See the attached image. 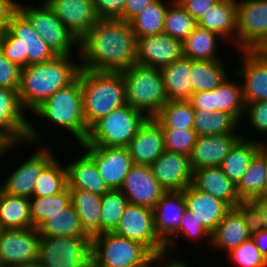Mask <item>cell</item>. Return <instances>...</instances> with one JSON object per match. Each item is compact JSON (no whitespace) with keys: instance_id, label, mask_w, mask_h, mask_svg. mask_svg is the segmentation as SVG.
Returning a JSON list of instances; mask_svg holds the SVG:
<instances>
[{"instance_id":"obj_4","label":"cell","mask_w":267,"mask_h":267,"mask_svg":"<svg viewBox=\"0 0 267 267\" xmlns=\"http://www.w3.org/2000/svg\"><path fill=\"white\" fill-rule=\"evenodd\" d=\"M81 87L83 114L88 128L114 109L127 104L121 72L81 69Z\"/></svg>"},{"instance_id":"obj_55","label":"cell","mask_w":267,"mask_h":267,"mask_svg":"<svg viewBox=\"0 0 267 267\" xmlns=\"http://www.w3.org/2000/svg\"><path fill=\"white\" fill-rule=\"evenodd\" d=\"M157 0H126L123 14L119 19L129 22L132 18L138 15L146 6L154 3Z\"/></svg>"},{"instance_id":"obj_40","label":"cell","mask_w":267,"mask_h":267,"mask_svg":"<svg viewBox=\"0 0 267 267\" xmlns=\"http://www.w3.org/2000/svg\"><path fill=\"white\" fill-rule=\"evenodd\" d=\"M212 233L203 225L202 221L198 220L195 216L192 215V211L187 209L184 211V216L181 222L179 229L165 242L166 246V256L176 258L177 240L178 237L186 239L185 241H190V243L197 244L198 242H208V248H210ZM203 239V240H202ZM194 240V241H193ZM201 240V241H200ZM178 245V246H177Z\"/></svg>"},{"instance_id":"obj_49","label":"cell","mask_w":267,"mask_h":267,"mask_svg":"<svg viewBox=\"0 0 267 267\" xmlns=\"http://www.w3.org/2000/svg\"><path fill=\"white\" fill-rule=\"evenodd\" d=\"M165 151L190 156L196 143L194 129H162Z\"/></svg>"},{"instance_id":"obj_2","label":"cell","mask_w":267,"mask_h":267,"mask_svg":"<svg viewBox=\"0 0 267 267\" xmlns=\"http://www.w3.org/2000/svg\"><path fill=\"white\" fill-rule=\"evenodd\" d=\"M30 116L35 118H32L30 121L28 141L38 144H44L45 142V144H48L46 136L43 137L44 134L41 133L39 128L35 127L37 125L34 123V120L37 119V121H44V123L47 121L54 128L56 126V129L59 128V130L65 131L67 135L64 137L66 138L68 134L71 135L70 138L73 141L75 139L74 142L78 145L84 143L89 128L86 126L83 114L81 71L73 83L59 89Z\"/></svg>"},{"instance_id":"obj_8","label":"cell","mask_w":267,"mask_h":267,"mask_svg":"<svg viewBox=\"0 0 267 267\" xmlns=\"http://www.w3.org/2000/svg\"><path fill=\"white\" fill-rule=\"evenodd\" d=\"M147 117L126 104L100 118L78 146L127 147Z\"/></svg>"},{"instance_id":"obj_10","label":"cell","mask_w":267,"mask_h":267,"mask_svg":"<svg viewBox=\"0 0 267 267\" xmlns=\"http://www.w3.org/2000/svg\"><path fill=\"white\" fill-rule=\"evenodd\" d=\"M28 145L30 148L33 147L31 153L27 155L28 159L25 158L22 162H17L18 165L13 167L11 173L1 177V188L2 191L8 195L18 196L23 198L31 199L33 197L34 188L37 179L41 175V172L57 157L54 153L55 150L52 144H38L30 141H25V146ZM34 147L36 149H34Z\"/></svg>"},{"instance_id":"obj_35","label":"cell","mask_w":267,"mask_h":267,"mask_svg":"<svg viewBox=\"0 0 267 267\" xmlns=\"http://www.w3.org/2000/svg\"><path fill=\"white\" fill-rule=\"evenodd\" d=\"M1 229L31 228L30 199L0 192Z\"/></svg>"},{"instance_id":"obj_23","label":"cell","mask_w":267,"mask_h":267,"mask_svg":"<svg viewBox=\"0 0 267 267\" xmlns=\"http://www.w3.org/2000/svg\"><path fill=\"white\" fill-rule=\"evenodd\" d=\"M241 134L228 133L197 136L196 143L190 155L193 170L220 166L224 157L242 137Z\"/></svg>"},{"instance_id":"obj_6","label":"cell","mask_w":267,"mask_h":267,"mask_svg":"<svg viewBox=\"0 0 267 267\" xmlns=\"http://www.w3.org/2000/svg\"><path fill=\"white\" fill-rule=\"evenodd\" d=\"M125 82L127 104L154 118L169 101L160 68L135 64L121 72Z\"/></svg>"},{"instance_id":"obj_31","label":"cell","mask_w":267,"mask_h":267,"mask_svg":"<svg viewBox=\"0 0 267 267\" xmlns=\"http://www.w3.org/2000/svg\"><path fill=\"white\" fill-rule=\"evenodd\" d=\"M230 75L232 77L229 76L213 89V112L219 111L231 114L243 127L241 122L244 115L245 102L242 84L235 73Z\"/></svg>"},{"instance_id":"obj_19","label":"cell","mask_w":267,"mask_h":267,"mask_svg":"<svg viewBox=\"0 0 267 267\" xmlns=\"http://www.w3.org/2000/svg\"><path fill=\"white\" fill-rule=\"evenodd\" d=\"M150 167L166 192L183 191L192 184L194 170L190 156L164 151Z\"/></svg>"},{"instance_id":"obj_63","label":"cell","mask_w":267,"mask_h":267,"mask_svg":"<svg viewBox=\"0 0 267 267\" xmlns=\"http://www.w3.org/2000/svg\"><path fill=\"white\" fill-rule=\"evenodd\" d=\"M261 51L267 56V44L264 46V48Z\"/></svg>"},{"instance_id":"obj_21","label":"cell","mask_w":267,"mask_h":267,"mask_svg":"<svg viewBox=\"0 0 267 267\" xmlns=\"http://www.w3.org/2000/svg\"><path fill=\"white\" fill-rule=\"evenodd\" d=\"M137 64L161 68L182 58L183 42L165 33L137 39Z\"/></svg>"},{"instance_id":"obj_54","label":"cell","mask_w":267,"mask_h":267,"mask_svg":"<svg viewBox=\"0 0 267 267\" xmlns=\"http://www.w3.org/2000/svg\"><path fill=\"white\" fill-rule=\"evenodd\" d=\"M188 101L194 110L213 112V90L194 92Z\"/></svg>"},{"instance_id":"obj_18","label":"cell","mask_w":267,"mask_h":267,"mask_svg":"<svg viewBox=\"0 0 267 267\" xmlns=\"http://www.w3.org/2000/svg\"><path fill=\"white\" fill-rule=\"evenodd\" d=\"M120 190L133 205L154 209L166 192L148 165L133 164Z\"/></svg>"},{"instance_id":"obj_20","label":"cell","mask_w":267,"mask_h":267,"mask_svg":"<svg viewBox=\"0 0 267 267\" xmlns=\"http://www.w3.org/2000/svg\"><path fill=\"white\" fill-rule=\"evenodd\" d=\"M79 42L99 20L93 0H44Z\"/></svg>"},{"instance_id":"obj_24","label":"cell","mask_w":267,"mask_h":267,"mask_svg":"<svg viewBox=\"0 0 267 267\" xmlns=\"http://www.w3.org/2000/svg\"><path fill=\"white\" fill-rule=\"evenodd\" d=\"M77 155L72 161L71 156L70 162L66 161L65 166L67 170V187L69 189H80L92 192L94 194L103 196L110 189L100 178L99 170L94 162V160L85 152L82 153L80 146H77L76 149ZM78 152L80 155H78ZM77 157V158H76Z\"/></svg>"},{"instance_id":"obj_32","label":"cell","mask_w":267,"mask_h":267,"mask_svg":"<svg viewBox=\"0 0 267 267\" xmlns=\"http://www.w3.org/2000/svg\"><path fill=\"white\" fill-rule=\"evenodd\" d=\"M219 40L226 43L218 33L197 26L183 41V55L199 61L224 59L218 51V46L221 45Z\"/></svg>"},{"instance_id":"obj_48","label":"cell","mask_w":267,"mask_h":267,"mask_svg":"<svg viewBox=\"0 0 267 267\" xmlns=\"http://www.w3.org/2000/svg\"><path fill=\"white\" fill-rule=\"evenodd\" d=\"M233 267H267V258L259 251L252 238L225 254Z\"/></svg>"},{"instance_id":"obj_59","label":"cell","mask_w":267,"mask_h":267,"mask_svg":"<svg viewBox=\"0 0 267 267\" xmlns=\"http://www.w3.org/2000/svg\"><path fill=\"white\" fill-rule=\"evenodd\" d=\"M25 142H20V143H6V144H2L0 145V166L2 168V161H4L5 159L7 160V158H5L7 156V154L9 155V153L13 150L15 151V153L17 152L15 149H20L22 148V145L24 146ZM21 146V147H20ZM2 159V160H1ZM4 159V160H3ZM3 170H1L0 172H2ZM2 188H1V178H0V192H1Z\"/></svg>"},{"instance_id":"obj_33","label":"cell","mask_w":267,"mask_h":267,"mask_svg":"<svg viewBox=\"0 0 267 267\" xmlns=\"http://www.w3.org/2000/svg\"><path fill=\"white\" fill-rule=\"evenodd\" d=\"M70 194L84 232L91 238L100 234L102 196L80 189H70Z\"/></svg>"},{"instance_id":"obj_39","label":"cell","mask_w":267,"mask_h":267,"mask_svg":"<svg viewBox=\"0 0 267 267\" xmlns=\"http://www.w3.org/2000/svg\"><path fill=\"white\" fill-rule=\"evenodd\" d=\"M240 123L228 113L195 110L194 130L198 136L241 133Z\"/></svg>"},{"instance_id":"obj_51","label":"cell","mask_w":267,"mask_h":267,"mask_svg":"<svg viewBox=\"0 0 267 267\" xmlns=\"http://www.w3.org/2000/svg\"><path fill=\"white\" fill-rule=\"evenodd\" d=\"M21 68L9 61L0 50V87L18 90L20 87Z\"/></svg>"},{"instance_id":"obj_13","label":"cell","mask_w":267,"mask_h":267,"mask_svg":"<svg viewBox=\"0 0 267 267\" xmlns=\"http://www.w3.org/2000/svg\"><path fill=\"white\" fill-rule=\"evenodd\" d=\"M113 232L144 245L155 257L166 256V246L156 234L150 208L129 203Z\"/></svg>"},{"instance_id":"obj_57","label":"cell","mask_w":267,"mask_h":267,"mask_svg":"<svg viewBox=\"0 0 267 267\" xmlns=\"http://www.w3.org/2000/svg\"><path fill=\"white\" fill-rule=\"evenodd\" d=\"M181 257V259L179 258ZM176 258H171L168 256H162V257H156L150 267H194V264L190 266L188 262H186L187 259L183 258L182 256H179Z\"/></svg>"},{"instance_id":"obj_3","label":"cell","mask_w":267,"mask_h":267,"mask_svg":"<svg viewBox=\"0 0 267 267\" xmlns=\"http://www.w3.org/2000/svg\"><path fill=\"white\" fill-rule=\"evenodd\" d=\"M74 55H57L54 59L21 69L18 97L29 116L59 89L69 86L79 76L80 60ZM78 61V62H77Z\"/></svg>"},{"instance_id":"obj_60","label":"cell","mask_w":267,"mask_h":267,"mask_svg":"<svg viewBox=\"0 0 267 267\" xmlns=\"http://www.w3.org/2000/svg\"><path fill=\"white\" fill-rule=\"evenodd\" d=\"M253 201L259 206V209L262 213V219L265 224V229H267V196L256 198Z\"/></svg>"},{"instance_id":"obj_37","label":"cell","mask_w":267,"mask_h":267,"mask_svg":"<svg viewBox=\"0 0 267 267\" xmlns=\"http://www.w3.org/2000/svg\"><path fill=\"white\" fill-rule=\"evenodd\" d=\"M166 1V2H165ZM173 0H157L146 6L129 21L132 31L138 38L163 33L165 14Z\"/></svg>"},{"instance_id":"obj_17","label":"cell","mask_w":267,"mask_h":267,"mask_svg":"<svg viewBox=\"0 0 267 267\" xmlns=\"http://www.w3.org/2000/svg\"><path fill=\"white\" fill-rule=\"evenodd\" d=\"M95 162L109 189H120L133 165L127 147L80 146Z\"/></svg>"},{"instance_id":"obj_27","label":"cell","mask_w":267,"mask_h":267,"mask_svg":"<svg viewBox=\"0 0 267 267\" xmlns=\"http://www.w3.org/2000/svg\"><path fill=\"white\" fill-rule=\"evenodd\" d=\"M198 26L218 33L237 49L236 0H220L198 20Z\"/></svg>"},{"instance_id":"obj_43","label":"cell","mask_w":267,"mask_h":267,"mask_svg":"<svg viewBox=\"0 0 267 267\" xmlns=\"http://www.w3.org/2000/svg\"><path fill=\"white\" fill-rule=\"evenodd\" d=\"M70 204L71 194L68 187L52 196L32 197L30 199L32 227L38 229L48 218Z\"/></svg>"},{"instance_id":"obj_45","label":"cell","mask_w":267,"mask_h":267,"mask_svg":"<svg viewBox=\"0 0 267 267\" xmlns=\"http://www.w3.org/2000/svg\"><path fill=\"white\" fill-rule=\"evenodd\" d=\"M197 26L198 22L177 0L168 5L163 33L183 42Z\"/></svg>"},{"instance_id":"obj_41","label":"cell","mask_w":267,"mask_h":267,"mask_svg":"<svg viewBox=\"0 0 267 267\" xmlns=\"http://www.w3.org/2000/svg\"><path fill=\"white\" fill-rule=\"evenodd\" d=\"M195 110L188 100H169L154 117L162 129H193Z\"/></svg>"},{"instance_id":"obj_28","label":"cell","mask_w":267,"mask_h":267,"mask_svg":"<svg viewBox=\"0 0 267 267\" xmlns=\"http://www.w3.org/2000/svg\"><path fill=\"white\" fill-rule=\"evenodd\" d=\"M192 185L204 193L227 202L232 208L241 201L236 184L224 174L220 166L194 170Z\"/></svg>"},{"instance_id":"obj_36","label":"cell","mask_w":267,"mask_h":267,"mask_svg":"<svg viewBox=\"0 0 267 267\" xmlns=\"http://www.w3.org/2000/svg\"><path fill=\"white\" fill-rule=\"evenodd\" d=\"M224 60H191L190 81L193 93L213 90L230 76Z\"/></svg>"},{"instance_id":"obj_5","label":"cell","mask_w":267,"mask_h":267,"mask_svg":"<svg viewBox=\"0 0 267 267\" xmlns=\"http://www.w3.org/2000/svg\"><path fill=\"white\" fill-rule=\"evenodd\" d=\"M0 50L21 69L57 56L18 9L12 14L6 32L0 36Z\"/></svg>"},{"instance_id":"obj_58","label":"cell","mask_w":267,"mask_h":267,"mask_svg":"<svg viewBox=\"0 0 267 267\" xmlns=\"http://www.w3.org/2000/svg\"><path fill=\"white\" fill-rule=\"evenodd\" d=\"M259 251L267 258V229H262L251 236Z\"/></svg>"},{"instance_id":"obj_22","label":"cell","mask_w":267,"mask_h":267,"mask_svg":"<svg viewBox=\"0 0 267 267\" xmlns=\"http://www.w3.org/2000/svg\"><path fill=\"white\" fill-rule=\"evenodd\" d=\"M127 149L133 164L150 166L165 151L161 125L154 118H147Z\"/></svg>"},{"instance_id":"obj_34","label":"cell","mask_w":267,"mask_h":267,"mask_svg":"<svg viewBox=\"0 0 267 267\" xmlns=\"http://www.w3.org/2000/svg\"><path fill=\"white\" fill-rule=\"evenodd\" d=\"M260 141L241 137L224 157L220 168L234 183L238 184L249 167L250 161L258 153Z\"/></svg>"},{"instance_id":"obj_52","label":"cell","mask_w":267,"mask_h":267,"mask_svg":"<svg viewBox=\"0 0 267 267\" xmlns=\"http://www.w3.org/2000/svg\"><path fill=\"white\" fill-rule=\"evenodd\" d=\"M126 0H93L94 9L99 18H120Z\"/></svg>"},{"instance_id":"obj_47","label":"cell","mask_w":267,"mask_h":267,"mask_svg":"<svg viewBox=\"0 0 267 267\" xmlns=\"http://www.w3.org/2000/svg\"><path fill=\"white\" fill-rule=\"evenodd\" d=\"M245 122L244 124L248 125L249 128H251V131L254 132L246 136L244 133V129L241 128V131L243 134V138L252 139L256 141H267V100L260 101V102H254V103H245V110L242 122ZM250 125V126H249ZM243 129V130H242ZM253 129V130H252ZM257 133H256V132ZM254 133L256 135L254 136ZM245 134V135H244ZM253 134V135H252ZM262 134V135H261ZM252 135V136H250ZM259 136H265V139L263 137H260L257 139L256 137Z\"/></svg>"},{"instance_id":"obj_29","label":"cell","mask_w":267,"mask_h":267,"mask_svg":"<svg viewBox=\"0 0 267 267\" xmlns=\"http://www.w3.org/2000/svg\"><path fill=\"white\" fill-rule=\"evenodd\" d=\"M250 238L244 218L236 208H232L212 232L210 247L225 255Z\"/></svg>"},{"instance_id":"obj_53","label":"cell","mask_w":267,"mask_h":267,"mask_svg":"<svg viewBox=\"0 0 267 267\" xmlns=\"http://www.w3.org/2000/svg\"><path fill=\"white\" fill-rule=\"evenodd\" d=\"M180 5L198 22L210 7L220 0H177Z\"/></svg>"},{"instance_id":"obj_62","label":"cell","mask_w":267,"mask_h":267,"mask_svg":"<svg viewBox=\"0 0 267 267\" xmlns=\"http://www.w3.org/2000/svg\"><path fill=\"white\" fill-rule=\"evenodd\" d=\"M10 267H42V265L39 262H34L30 264H21V265H15Z\"/></svg>"},{"instance_id":"obj_9","label":"cell","mask_w":267,"mask_h":267,"mask_svg":"<svg viewBox=\"0 0 267 267\" xmlns=\"http://www.w3.org/2000/svg\"><path fill=\"white\" fill-rule=\"evenodd\" d=\"M40 1L39 4L35 3L36 6L31 1L24 3L18 0L17 9L28 19L32 27L56 55L79 57V42L48 4L44 0Z\"/></svg>"},{"instance_id":"obj_30","label":"cell","mask_w":267,"mask_h":267,"mask_svg":"<svg viewBox=\"0 0 267 267\" xmlns=\"http://www.w3.org/2000/svg\"><path fill=\"white\" fill-rule=\"evenodd\" d=\"M169 100H188L193 94L191 59L182 57L160 68Z\"/></svg>"},{"instance_id":"obj_1","label":"cell","mask_w":267,"mask_h":267,"mask_svg":"<svg viewBox=\"0 0 267 267\" xmlns=\"http://www.w3.org/2000/svg\"><path fill=\"white\" fill-rule=\"evenodd\" d=\"M137 46V37L129 22L119 18H99L79 41L80 67L123 72L137 63Z\"/></svg>"},{"instance_id":"obj_61","label":"cell","mask_w":267,"mask_h":267,"mask_svg":"<svg viewBox=\"0 0 267 267\" xmlns=\"http://www.w3.org/2000/svg\"><path fill=\"white\" fill-rule=\"evenodd\" d=\"M263 160L267 170V141H260L258 153H257Z\"/></svg>"},{"instance_id":"obj_42","label":"cell","mask_w":267,"mask_h":267,"mask_svg":"<svg viewBox=\"0 0 267 267\" xmlns=\"http://www.w3.org/2000/svg\"><path fill=\"white\" fill-rule=\"evenodd\" d=\"M38 231L40 236H88L72 204L48 218Z\"/></svg>"},{"instance_id":"obj_11","label":"cell","mask_w":267,"mask_h":267,"mask_svg":"<svg viewBox=\"0 0 267 267\" xmlns=\"http://www.w3.org/2000/svg\"><path fill=\"white\" fill-rule=\"evenodd\" d=\"M90 236H40L42 267H91Z\"/></svg>"},{"instance_id":"obj_12","label":"cell","mask_w":267,"mask_h":267,"mask_svg":"<svg viewBox=\"0 0 267 267\" xmlns=\"http://www.w3.org/2000/svg\"><path fill=\"white\" fill-rule=\"evenodd\" d=\"M236 2V51H261L267 44V0H236Z\"/></svg>"},{"instance_id":"obj_44","label":"cell","mask_w":267,"mask_h":267,"mask_svg":"<svg viewBox=\"0 0 267 267\" xmlns=\"http://www.w3.org/2000/svg\"><path fill=\"white\" fill-rule=\"evenodd\" d=\"M57 156L42 172L36 181L33 197H46L60 193L67 187L65 161ZM63 161V162H62Z\"/></svg>"},{"instance_id":"obj_50","label":"cell","mask_w":267,"mask_h":267,"mask_svg":"<svg viewBox=\"0 0 267 267\" xmlns=\"http://www.w3.org/2000/svg\"><path fill=\"white\" fill-rule=\"evenodd\" d=\"M244 218L248 233L252 236L262 229L265 224L259 206L253 200H241L235 207Z\"/></svg>"},{"instance_id":"obj_7","label":"cell","mask_w":267,"mask_h":267,"mask_svg":"<svg viewBox=\"0 0 267 267\" xmlns=\"http://www.w3.org/2000/svg\"><path fill=\"white\" fill-rule=\"evenodd\" d=\"M155 258L144 245L114 232L92 237L91 267H150Z\"/></svg>"},{"instance_id":"obj_46","label":"cell","mask_w":267,"mask_h":267,"mask_svg":"<svg viewBox=\"0 0 267 267\" xmlns=\"http://www.w3.org/2000/svg\"><path fill=\"white\" fill-rule=\"evenodd\" d=\"M128 204V199L120 189H110L102 196L100 234L115 230Z\"/></svg>"},{"instance_id":"obj_25","label":"cell","mask_w":267,"mask_h":267,"mask_svg":"<svg viewBox=\"0 0 267 267\" xmlns=\"http://www.w3.org/2000/svg\"><path fill=\"white\" fill-rule=\"evenodd\" d=\"M183 193L186 208L191 210L192 215L202 221L211 233L232 209L227 202L196 189L192 184L187 186Z\"/></svg>"},{"instance_id":"obj_14","label":"cell","mask_w":267,"mask_h":267,"mask_svg":"<svg viewBox=\"0 0 267 267\" xmlns=\"http://www.w3.org/2000/svg\"><path fill=\"white\" fill-rule=\"evenodd\" d=\"M38 229L15 228L0 231V266L10 267L38 262Z\"/></svg>"},{"instance_id":"obj_26","label":"cell","mask_w":267,"mask_h":267,"mask_svg":"<svg viewBox=\"0 0 267 267\" xmlns=\"http://www.w3.org/2000/svg\"><path fill=\"white\" fill-rule=\"evenodd\" d=\"M185 210L183 191L165 192L155 205L154 227L164 243L179 229Z\"/></svg>"},{"instance_id":"obj_16","label":"cell","mask_w":267,"mask_h":267,"mask_svg":"<svg viewBox=\"0 0 267 267\" xmlns=\"http://www.w3.org/2000/svg\"><path fill=\"white\" fill-rule=\"evenodd\" d=\"M25 113L18 90L0 87V145L27 141L31 118Z\"/></svg>"},{"instance_id":"obj_15","label":"cell","mask_w":267,"mask_h":267,"mask_svg":"<svg viewBox=\"0 0 267 267\" xmlns=\"http://www.w3.org/2000/svg\"><path fill=\"white\" fill-rule=\"evenodd\" d=\"M238 54V64H241L231 73L241 81L244 102L267 100V56L262 51H239Z\"/></svg>"},{"instance_id":"obj_38","label":"cell","mask_w":267,"mask_h":267,"mask_svg":"<svg viewBox=\"0 0 267 267\" xmlns=\"http://www.w3.org/2000/svg\"><path fill=\"white\" fill-rule=\"evenodd\" d=\"M241 200H254L267 196V170L264 160L256 154L236 185Z\"/></svg>"},{"instance_id":"obj_56","label":"cell","mask_w":267,"mask_h":267,"mask_svg":"<svg viewBox=\"0 0 267 267\" xmlns=\"http://www.w3.org/2000/svg\"><path fill=\"white\" fill-rule=\"evenodd\" d=\"M18 0H0V36L8 29L12 14L17 10Z\"/></svg>"}]
</instances>
